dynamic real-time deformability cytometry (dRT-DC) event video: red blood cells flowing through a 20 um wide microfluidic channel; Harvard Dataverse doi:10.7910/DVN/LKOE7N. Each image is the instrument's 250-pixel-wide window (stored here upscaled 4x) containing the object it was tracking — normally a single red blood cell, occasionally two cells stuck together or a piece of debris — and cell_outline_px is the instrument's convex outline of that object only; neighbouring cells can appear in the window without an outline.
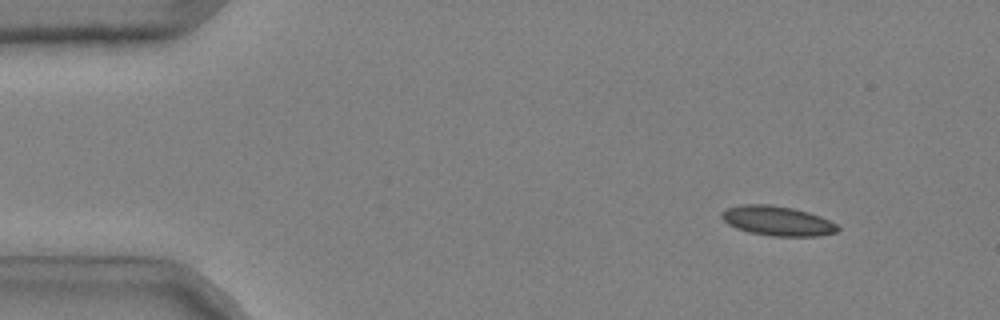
{"species": "common noctule bat (a hibernating species)", "species_latin": "Nyctalus noctula", "temperature_condition": "cold", "stored_images_in_passage": 52, "camera_frame_rate_fps": 3000, "um_per_image_px": 0.085, "animal": {"sex": "male", "body_mass_g": 20.4}, "frame": {"image": 1, "passage_image": 6, "time_ms": 1.667, "image_size_px": [1000, 320], "cell_outline_px": [[840, 232], [820, 236], [772, 236], [748, 232], [736, 228], [728, 224], [720, 216], [720, 212], [728, 208], [744, 204], [772, 204], [792, 208], [808, 212], [820, 216], [836, 224], [840, 228]], "centroid_in_image_um": [66.09, 18.78], "position_along_channel_um": 18.9, "area_um2": 20.17}}
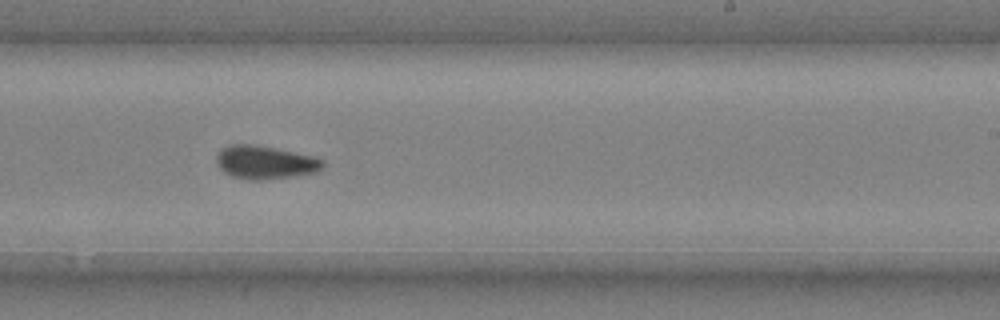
{"frame": {"image": 2, "passage_image": 33, "time_ms": 10.667, "image_size_px": [1000, 320], "cell_outline_px": [[324, 168], [316, 172], [292, 176], [260, 180], [248, 180], [232, 176], [224, 172], [216, 164], [216, 156], [220, 148], [232, 144], [252, 144], [276, 148], [312, 156], [324, 160]], "centroid_in_image_um": [22.51, 13.79], "position_along_channel_um": 266.5, "area_um2": 20.69}}
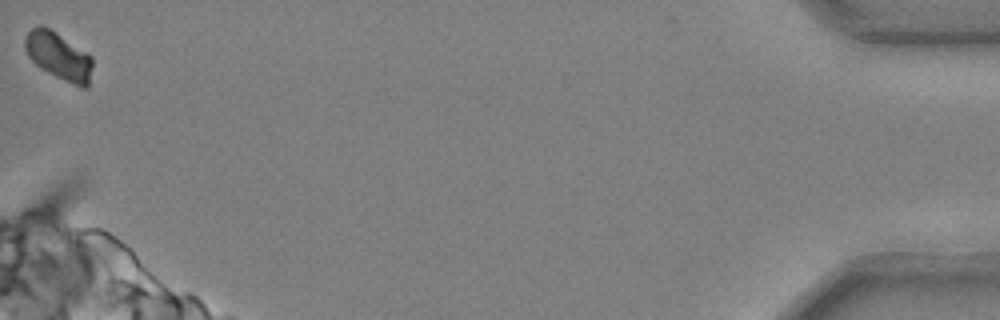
{"frame": {"image": 3, "passage_image": 52, "time_ms": 17.0, "image_size_px": [1000, 320], "cell_outline_px": [[92, 64], [88, 88], [84, 88], [64, 80], [40, 68], [28, 56], [24, 48], [24, 36], [32, 28], [40, 24], [56, 32], [92, 56]], "centroid_in_image_um": [4.96, 4.74], "position_along_channel_um": 430.2, "area_um2": 18.55}, "authors_computed_cell_mechanics": {"area_um2": 19.5653, "velocity_mm_per_s": 3.7065, "shape_relaxation_time_tau1_ms": null, "shape_relaxation_time_tau2_ms": 5.0308, "deformation_change_tau1": null, "deformation_change_tau2": 0.0764}}